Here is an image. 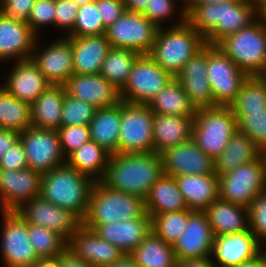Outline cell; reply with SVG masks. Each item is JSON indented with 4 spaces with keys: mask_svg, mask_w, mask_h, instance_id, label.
<instances>
[{
    "mask_svg": "<svg viewBox=\"0 0 266 267\" xmlns=\"http://www.w3.org/2000/svg\"><path fill=\"white\" fill-rule=\"evenodd\" d=\"M0 12L17 21L28 23L36 0H0Z\"/></svg>",
    "mask_w": 266,
    "mask_h": 267,
    "instance_id": "obj_50",
    "label": "cell"
},
{
    "mask_svg": "<svg viewBox=\"0 0 266 267\" xmlns=\"http://www.w3.org/2000/svg\"><path fill=\"white\" fill-rule=\"evenodd\" d=\"M78 6L94 2L96 0H73Z\"/></svg>",
    "mask_w": 266,
    "mask_h": 267,
    "instance_id": "obj_64",
    "label": "cell"
},
{
    "mask_svg": "<svg viewBox=\"0 0 266 267\" xmlns=\"http://www.w3.org/2000/svg\"><path fill=\"white\" fill-rule=\"evenodd\" d=\"M121 124V101L114 106L97 108L89 123L91 140L104 147L111 154L118 153Z\"/></svg>",
    "mask_w": 266,
    "mask_h": 267,
    "instance_id": "obj_33",
    "label": "cell"
},
{
    "mask_svg": "<svg viewBox=\"0 0 266 267\" xmlns=\"http://www.w3.org/2000/svg\"><path fill=\"white\" fill-rule=\"evenodd\" d=\"M109 267H141L130 254H124L119 260Z\"/></svg>",
    "mask_w": 266,
    "mask_h": 267,
    "instance_id": "obj_59",
    "label": "cell"
},
{
    "mask_svg": "<svg viewBox=\"0 0 266 267\" xmlns=\"http://www.w3.org/2000/svg\"><path fill=\"white\" fill-rule=\"evenodd\" d=\"M111 153L104 147L90 140L73 151L66 160V164L89 176L96 181H102L106 175ZM93 174L95 175L93 177Z\"/></svg>",
    "mask_w": 266,
    "mask_h": 267,
    "instance_id": "obj_34",
    "label": "cell"
},
{
    "mask_svg": "<svg viewBox=\"0 0 266 267\" xmlns=\"http://www.w3.org/2000/svg\"><path fill=\"white\" fill-rule=\"evenodd\" d=\"M266 189V166L261 156L252 162L218 176L219 199L249 207Z\"/></svg>",
    "mask_w": 266,
    "mask_h": 267,
    "instance_id": "obj_8",
    "label": "cell"
},
{
    "mask_svg": "<svg viewBox=\"0 0 266 267\" xmlns=\"http://www.w3.org/2000/svg\"><path fill=\"white\" fill-rule=\"evenodd\" d=\"M15 211L27 224L53 230L66 241L82 225V221L71 211L62 209L41 196L26 201Z\"/></svg>",
    "mask_w": 266,
    "mask_h": 267,
    "instance_id": "obj_15",
    "label": "cell"
},
{
    "mask_svg": "<svg viewBox=\"0 0 266 267\" xmlns=\"http://www.w3.org/2000/svg\"><path fill=\"white\" fill-rule=\"evenodd\" d=\"M57 133L65 159L73 151L81 147L84 143L91 140L88 125L60 126L57 129Z\"/></svg>",
    "mask_w": 266,
    "mask_h": 267,
    "instance_id": "obj_46",
    "label": "cell"
},
{
    "mask_svg": "<svg viewBox=\"0 0 266 267\" xmlns=\"http://www.w3.org/2000/svg\"><path fill=\"white\" fill-rule=\"evenodd\" d=\"M232 113H256L266 111V87L257 76H250L242 84L240 92L230 104Z\"/></svg>",
    "mask_w": 266,
    "mask_h": 267,
    "instance_id": "obj_40",
    "label": "cell"
},
{
    "mask_svg": "<svg viewBox=\"0 0 266 267\" xmlns=\"http://www.w3.org/2000/svg\"><path fill=\"white\" fill-rule=\"evenodd\" d=\"M260 155V148L247 135L237 131L214 160L215 172L217 176L226 174L242 164L257 160Z\"/></svg>",
    "mask_w": 266,
    "mask_h": 267,
    "instance_id": "obj_35",
    "label": "cell"
},
{
    "mask_svg": "<svg viewBox=\"0 0 266 267\" xmlns=\"http://www.w3.org/2000/svg\"><path fill=\"white\" fill-rule=\"evenodd\" d=\"M238 121V131L247 135L260 150L266 146V111L233 113Z\"/></svg>",
    "mask_w": 266,
    "mask_h": 267,
    "instance_id": "obj_45",
    "label": "cell"
},
{
    "mask_svg": "<svg viewBox=\"0 0 266 267\" xmlns=\"http://www.w3.org/2000/svg\"><path fill=\"white\" fill-rule=\"evenodd\" d=\"M206 72L216 106H230L249 77L218 46L208 44Z\"/></svg>",
    "mask_w": 266,
    "mask_h": 267,
    "instance_id": "obj_11",
    "label": "cell"
},
{
    "mask_svg": "<svg viewBox=\"0 0 266 267\" xmlns=\"http://www.w3.org/2000/svg\"><path fill=\"white\" fill-rule=\"evenodd\" d=\"M30 104L20 101L17 97L0 87V128L18 133L23 132L31 124Z\"/></svg>",
    "mask_w": 266,
    "mask_h": 267,
    "instance_id": "obj_38",
    "label": "cell"
},
{
    "mask_svg": "<svg viewBox=\"0 0 266 267\" xmlns=\"http://www.w3.org/2000/svg\"><path fill=\"white\" fill-rule=\"evenodd\" d=\"M146 214L142 197L114 190L103 181H96L82 225L94 231L99 225L140 218Z\"/></svg>",
    "mask_w": 266,
    "mask_h": 267,
    "instance_id": "obj_5",
    "label": "cell"
},
{
    "mask_svg": "<svg viewBox=\"0 0 266 267\" xmlns=\"http://www.w3.org/2000/svg\"><path fill=\"white\" fill-rule=\"evenodd\" d=\"M164 174L160 154H111L102 180L108 187L146 198L151 186Z\"/></svg>",
    "mask_w": 266,
    "mask_h": 267,
    "instance_id": "obj_2",
    "label": "cell"
},
{
    "mask_svg": "<svg viewBox=\"0 0 266 267\" xmlns=\"http://www.w3.org/2000/svg\"><path fill=\"white\" fill-rule=\"evenodd\" d=\"M106 28L95 1L79 6L73 29L69 36H92L105 34Z\"/></svg>",
    "mask_w": 266,
    "mask_h": 267,
    "instance_id": "obj_44",
    "label": "cell"
},
{
    "mask_svg": "<svg viewBox=\"0 0 266 267\" xmlns=\"http://www.w3.org/2000/svg\"><path fill=\"white\" fill-rule=\"evenodd\" d=\"M146 212L152 217L167 212L187 210L186 200L175 177L163 174L145 198Z\"/></svg>",
    "mask_w": 266,
    "mask_h": 267,
    "instance_id": "obj_31",
    "label": "cell"
},
{
    "mask_svg": "<svg viewBox=\"0 0 266 267\" xmlns=\"http://www.w3.org/2000/svg\"><path fill=\"white\" fill-rule=\"evenodd\" d=\"M176 267H216L210 258L177 260Z\"/></svg>",
    "mask_w": 266,
    "mask_h": 267,
    "instance_id": "obj_56",
    "label": "cell"
},
{
    "mask_svg": "<svg viewBox=\"0 0 266 267\" xmlns=\"http://www.w3.org/2000/svg\"><path fill=\"white\" fill-rule=\"evenodd\" d=\"M188 217V209L154 215L151 217L152 232L166 244L174 246L186 227Z\"/></svg>",
    "mask_w": 266,
    "mask_h": 267,
    "instance_id": "obj_42",
    "label": "cell"
},
{
    "mask_svg": "<svg viewBox=\"0 0 266 267\" xmlns=\"http://www.w3.org/2000/svg\"><path fill=\"white\" fill-rule=\"evenodd\" d=\"M148 106L155 114L183 117H195L197 110L176 78L169 81Z\"/></svg>",
    "mask_w": 266,
    "mask_h": 267,
    "instance_id": "obj_36",
    "label": "cell"
},
{
    "mask_svg": "<svg viewBox=\"0 0 266 267\" xmlns=\"http://www.w3.org/2000/svg\"><path fill=\"white\" fill-rule=\"evenodd\" d=\"M232 0H185L184 2L186 5H184V9H186L188 6H196V5H203V4H217V3H224Z\"/></svg>",
    "mask_w": 266,
    "mask_h": 267,
    "instance_id": "obj_61",
    "label": "cell"
},
{
    "mask_svg": "<svg viewBox=\"0 0 266 267\" xmlns=\"http://www.w3.org/2000/svg\"><path fill=\"white\" fill-rule=\"evenodd\" d=\"M67 250L92 267H109L125 254L83 225L67 241Z\"/></svg>",
    "mask_w": 266,
    "mask_h": 267,
    "instance_id": "obj_19",
    "label": "cell"
},
{
    "mask_svg": "<svg viewBox=\"0 0 266 267\" xmlns=\"http://www.w3.org/2000/svg\"><path fill=\"white\" fill-rule=\"evenodd\" d=\"M160 156L167 176L216 174L214 159L207 156L192 138L165 149Z\"/></svg>",
    "mask_w": 266,
    "mask_h": 267,
    "instance_id": "obj_16",
    "label": "cell"
},
{
    "mask_svg": "<svg viewBox=\"0 0 266 267\" xmlns=\"http://www.w3.org/2000/svg\"><path fill=\"white\" fill-rule=\"evenodd\" d=\"M95 3L105 28L118 20L125 11L123 0H96Z\"/></svg>",
    "mask_w": 266,
    "mask_h": 267,
    "instance_id": "obj_53",
    "label": "cell"
},
{
    "mask_svg": "<svg viewBox=\"0 0 266 267\" xmlns=\"http://www.w3.org/2000/svg\"><path fill=\"white\" fill-rule=\"evenodd\" d=\"M249 209V229L261 241H266V189L260 192Z\"/></svg>",
    "mask_w": 266,
    "mask_h": 267,
    "instance_id": "obj_47",
    "label": "cell"
},
{
    "mask_svg": "<svg viewBox=\"0 0 266 267\" xmlns=\"http://www.w3.org/2000/svg\"><path fill=\"white\" fill-rule=\"evenodd\" d=\"M64 85L50 86L30 105L32 127L57 130L65 97Z\"/></svg>",
    "mask_w": 266,
    "mask_h": 267,
    "instance_id": "obj_32",
    "label": "cell"
},
{
    "mask_svg": "<svg viewBox=\"0 0 266 267\" xmlns=\"http://www.w3.org/2000/svg\"><path fill=\"white\" fill-rule=\"evenodd\" d=\"M258 79L265 85L266 87V66L262 69V71L257 75Z\"/></svg>",
    "mask_w": 266,
    "mask_h": 267,
    "instance_id": "obj_63",
    "label": "cell"
},
{
    "mask_svg": "<svg viewBox=\"0 0 266 267\" xmlns=\"http://www.w3.org/2000/svg\"><path fill=\"white\" fill-rule=\"evenodd\" d=\"M3 88L20 101L32 104L49 86L37 65L30 59L16 61Z\"/></svg>",
    "mask_w": 266,
    "mask_h": 267,
    "instance_id": "obj_26",
    "label": "cell"
},
{
    "mask_svg": "<svg viewBox=\"0 0 266 267\" xmlns=\"http://www.w3.org/2000/svg\"><path fill=\"white\" fill-rule=\"evenodd\" d=\"M55 9V0H36L28 19V25L36 36H38L37 29L41 26L55 25Z\"/></svg>",
    "mask_w": 266,
    "mask_h": 267,
    "instance_id": "obj_48",
    "label": "cell"
},
{
    "mask_svg": "<svg viewBox=\"0 0 266 267\" xmlns=\"http://www.w3.org/2000/svg\"><path fill=\"white\" fill-rule=\"evenodd\" d=\"M64 87L69 95L96 108L111 107L121 101L119 90L100 74H73Z\"/></svg>",
    "mask_w": 266,
    "mask_h": 267,
    "instance_id": "obj_23",
    "label": "cell"
},
{
    "mask_svg": "<svg viewBox=\"0 0 266 267\" xmlns=\"http://www.w3.org/2000/svg\"><path fill=\"white\" fill-rule=\"evenodd\" d=\"M27 167L25 150L20 140L0 157V169L22 170Z\"/></svg>",
    "mask_w": 266,
    "mask_h": 267,
    "instance_id": "obj_52",
    "label": "cell"
},
{
    "mask_svg": "<svg viewBox=\"0 0 266 267\" xmlns=\"http://www.w3.org/2000/svg\"><path fill=\"white\" fill-rule=\"evenodd\" d=\"M205 213L215 236L240 233L249 229L248 207L218 198L205 210Z\"/></svg>",
    "mask_w": 266,
    "mask_h": 267,
    "instance_id": "obj_30",
    "label": "cell"
},
{
    "mask_svg": "<svg viewBox=\"0 0 266 267\" xmlns=\"http://www.w3.org/2000/svg\"><path fill=\"white\" fill-rule=\"evenodd\" d=\"M180 21L170 29H158L148 54L163 70L175 78L185 64L205 45L204 37L186 22L182 8Z\"/></svg>",
    "mask_w": 266,
    "mask_h": 267,
    "instance_id": "obj_3",
    "label": "cell"
},
{
    "mask_svg": "<svg viewBox=\"0 0 266 267\" xmlns=\"http://www.w3.org/2000/svg\"><path fill=\"white\" fill-rule=\"evenodd\" d=\"M188 210L205 211L219 198L218 176L212 175H182L175 177Z\"/></svg>",
    "mask_w": 266,
    "mask_h": 267,
    "instance_id": "obj_29",
    "label": "cell"
},
{
    "mask_svg": "<svg viewBox=\"0 0 266 267\" xmlns=\"http://www.w3.org/2000/svg\"><path fill=\"white\" fill-rule=\"evenodd\" d=\"M214 239L205 211L189 210L186 227L173 246L176 259L210 258Z\"/></svg>",
    "mask_w": 266,
    "mask_h": 267,
    "instance_id": "obj_18",
    "label": "cell"
},
{
    "mask_svg": "<svg viewBox=\"0 0 266 267\" xmlns=\"http://www.w3.org/2000/svg\"><path fill=\"white\" fill-rule=\"evenodd\" d=\"M257 237L248 229L233 234L215 236L212 254L217 259L216 267H233L256 258L262 253ZM261 249V250H260Z\"/></svg>",
    "mask_w": 266,
    "mask_h": 267,
    "instance_id": "obj_20",
    "label": "cell"
},
{
    "mask_svg": "<svg viewBox=\"0 0 266 267\" xmlns=\"http://www.w3.org/2000/svg\"><path fill=\"white\" fill-rule=\"evenodd\" d=\"M30 267H58V257L56 258H42L38 259L32 266Z\"/></svg>",
    "mask_w": 266,
    "mask_h": 267,
    "instance_id": "obj_60",
    "label": "cell"
},
{
    "mask_svg": "<svg viewBox=\"0 0 266 267\" xmlns=\"http://www.w3.org/2000/svg\"><path fill=\"white\" fill-rule=\"evenodd\" d=\"M194 117L155 114L153 117L154 152L184 143L192 138Z\"/></svg>",
    "mask_w": 266,
    "mask_h": 267,
    "instance_id": "obj_28",
    "label": "cell"
},
{
    "mask_svg": "<svg viewBox=\"0 0 266 267\" xmlns=\"http://www.w3.org/2000/svg\"><path fill=\"white\" fill-rule=\"evenodd\" d=\"M95 181L67 164L43 173L40 196L84 219Z\"/></svg>",
    "mask_w": 266,
    "mask_h": 267,
    "instance_id": "obj_4",
    "label": "cell"
},
{
    "mask_svg": "<svg viewBox=\"0 0 266 267\" xmlns=\"http://www.w3.org/2000/svg\"><path fill=\"white\" fill-rule=\"evenodd\" d=\"M233 267H266V252L261 253L256 258Z\"/></svg>",
    "mask_w": 266,
    "mask_h": 267,
    "instance_id": "obj_58",
    "label": "cell"
},
{
    "mask_svg": "<svg viewBox=\"0 0 266 267\" xmlns=\"http://www.w3.org/2000/svg\"><path fill=\"white\" fill-rule=\"evenodd\" d=\"M130 255L141 267H176L177 263L173 246L152 231Z\"/></svg>",
    "mask_w": 266,
    "mask_h": 267,
    "instance_id": "obj_37",
    "label": "cell"
},
{
    "mask_svg": "<svg viewBox=\"0 0 266 267\" xmlns=\"http://www.w3.org/2000/svg\"><path fill=\"white\" fill-rule=\"evenodd\" d=\"M94 231L125 254H131L152 231L151 216L147 213L144 217L99 225Z\"/></svg>",
    "mask_w": 266,
    "mask_h": 267,
    "instance_id": "obj_24",
    "label": "cell"
},
{
    "mask_svg": "<svg viewBox=\"0 0 266 267\" xmlns=\"http://www.w3.org/2000/svg\"><path fill=\"white\" fill-rule=\"evenodd\" d=\"M153 117L148 105L121 100L118 153L154 152Z\"/></svg>",
    "mask_w": 266,
    "mask_h": 267,
    "instance_id": "obj_9",
    "label": "cell"
},
{
    "mask_svg": "<svg viewBox=\"0 0 266 267\" xmlns=\"http://www.w3.org/2000/svg\"><path fill=\"white\" fill-rule=\"evenodd\" d=\"M38 37L31 31L28 23L4 16L0 12V60L30 59Z\"/></svg>",
    "mask_w": 266,
    "mask_h": 267,
    "instance_id": "obj_25",
    "label": "cell"
},
{
    "mask_svg": "<svg viewBox=\"0 0 266 267\" xmlns=\"http://www.w3.org/2000/svg\"><path fill=\"white\" fill-rule=\"evenodd\" d=\"M96 110L97 108L94 105L66 92L61 111V126L89 125Z\"/></svg>",
    "mask_w": 266,
    "mask_h": 267,
    "instance_id": "obj_43",
    "label": "cell"
},
{
    "mask_svg": "<svg viewBox=\"0 0 266 267\" xmlns=\"http://www.w3.org/2000/svg\"><path fill=\"white\" fill-rule=\"evenodd\" d=\"M28 235L39 259L56 258L67 250V241L43 226L28 224Z\"/></svg>",
    "mask_w": 266,
    "mask_h": 267,
    "instance_id": "obj_41",
    "label": "cell"
},
{
    "mask_svg": "<svg viewBox=\"0 0 266 267\" xmlns=\"http://www.w3.org/2000/svg\"><path fill=\"white\" fill-rule=\"evenodd\" d=\"M158 29L141 12L125 10L118 20L106 28L105 35L112 48L149 54Z\"/></svg>",
    "mask_w": 266,
    "mask_h": 267,
    "instance_id": "obj_12",
    "label": "cell"
},
{
    "mask_svg": "<svg viewBox=\"0 0 266 267\" xmlns=\"http://www.w3.org/2000/svg\"><path fill=\"white\" fill-rule=\"evenodd\" d=\"M19 140L30 169L43 174L66 164L57 130L31 126L20 133Z\"/></svg>",
    "mask_w": 266,
    "mask_h": 267,
    "instance_id": "obj_13",
    "label": "cell"
},
{
    "mask_svg": "<svg viewBox=\"0 0 266 267\" xmlns=\"http://www.w3.org/2000/svg\"><path fill=\"white\" fill-rule=\"evenodd\" d=\"M2 258L6 267H30L39 257L28 235V224L16 211H2Z\"/></svg>",
    "mask_w": 266,
    "mask_h": 267,
    "instance_id": "obj_14",
    "label": "cell"
},
{
    "mask_svg": "<svg viewBox=\"0 0 266 267\" xmlns=\"http://www.w3.org/2000/svg\"><path fill=\"white\" fill-rule=\"evenodd\" d=\"M36 45L37 40L33 47L31 60L50 84L64 85L74 74L71 40L68 37L58 39L38 55L34 54Z\"/></svg>",
    "mask_w": 266,
    "mask_h": 267,
    "instance_id": "obj_21",
    "label": "cell"
},
{
    "mask_svg": "<svg viewBox=\"0 0 266 267\" xmlns=\"http://www.w3.org/2000/svg\"><path fill=\"white\" fill-rule=\"evenodd\" d=\"M185 12L186 22L208 45H216L227 35L251 26L261 16L245 0L188 6Z\"/></svg>",
    "mask_w": 266,
    "mask_h": 267,
    "instance_id": "obj_1",
    "label": "cell"
},
{
    "mask_svg": "<svg viewBox=\"0 0 266 267\" xmlns=\"http://www.w3.org/2000/svg\"><path fill=\"white\" fill-rule=\"evenodd\" d=\"M173 0H149L145 9L141 12L148 20L161 28V22L174 13Z\"/></svg>",
    "mask_w": 266,
    "mask_h": 267,
    "instance_id": "obj_49",
    "label": "cell"
},
{
    "mask_svg": "<svg viewBox=\"0 0 266 267\" xmlns=\"http://www.w3.org/2000/svg\"><path fill=\"white\" fill-rule=\"evenodd\" d=\"M58 267H92L87 262H84L74 257L68 250L58 256Z\"/></svg>",
    "mask_w": 266,
    "mask_h": 267,
    "instance_id": "obj_55",
    "label": "cell"
},
{
    "mask_svg": "<svg viewBox=\"0 0 266 267\" xmlns=\"http://www.w3.org/2000/svg\"><path fill=\"white\" fill-rule=\"evenodd\" d=\"M66 37L71 40L74 74H100L102 63L112 48L106 35Z\"/></svg>",
    "mask_w": 266,
    "mask_h": 267,
    "instance_id": "obj_27",
    "label": "cell"
},
{
    "mask_svg": "<svg viewBox=\"0 0 266 267\" xmlns=\"http://www.w3.org/2000/svg\"><path fill=\"white\" fill-rule=\"evenodd\" d=\"M140 55L129 49L111 48L102 63L100 75L120 90Z\"/></svg>",
    "mask_w": 266,
    "mask_h": 267,
    "instance_id": "obj_39",
    "label": "cell"
},
{
    "mask_svg": "<svg viewBox=\"0 0 266 267\" xmlns=\"http://www.w3.org/2000/svg\"><path fill=\"white\" fill-rule=\"evenodd\" d=\"M125 10L142 12L149 0H123Z\"/></svg>",
    "mask_w": 266,
    "mask_h": 267,
    "instance_id": "obj_57",
    "label": "cell"
},
{
    "mask_svg": "<svg viewBox=\"0 0 266 267\" xmlns=\"http://www.w3.org/2000/svg\"><path fill=\"white\" fill-rule=\"evenodd\" d=\"M261 158L263 159V162H264V165L266 166V146H264L262 149H261Z\"/></svg>",
    "mask_w": 266,
    "mask_h": 267,
    "instance_id": "obj_65",
    "label": "cell"
},
{
    "mask_svg": "<svg viewBox=\"0 0 266 267\" xmlns=\"http://www.w3.org/2000/svg\"><path fill=\"white\" fill-rule=\"evenodd\" d=\"M250 6L255 8L261 15L266 12V0H245Z\"/></svg>",
    "mask_w": 266,
    "mask_h": 267,
    "instance_id": "obj_62",
    "label": "cell"
},
{
    "mask_svg": "<svg viewBox=\"0 0 266 267\" xmlns=\"http://www.w3.org/2000/svg\"><path fill=\"white\" fill-rule=\"evenodd\" d=\"M216 46L249 77L257 76L266 66L265 19L260 16L251 26L227 35Z\"/></svg>",
    "mask_w": 266,
    "mask_h": 267,
    "instance_id": "obj_6",
    "label": "cell"
},
{
    "mask_svg": "<svg viewBox=\"0 0 266 267\" xmlns=\"http://www.w3.org/2000/svg\"><path fill=\"white\" fill-rule=\"evenodd\" d=\"M20 133L0 128V157L19 141Z\"/></svg>",
    "mask_w": 266,
    "mask_h": 267,
    "instance_id": "obj_54",
    "label": "cell"
},
{
    "mask_svg": "<svg viewBox=\"0 0 266 267\" xmlns=\"http://www.w3.org/2000/svg\"><path fill=\"white\" fill-rule=\"evenodd\" d=\"M206 70L207 44L185 64L175 77L196 109L216 106Z\"/></svg>",
    "mask_w": 266,
    "mask_h": 267,
    "instance_id": "obj_22",
    "label": "cell"
},
{
    "mask_svg": "<svg viewBox=\"0 0 266 267\" xmlns=\"http://www.w3.org/2000/svg\"><path fill=\"white\" fill-rule=\"evenodd\" d=\"M42 173L29 167L22 170L0 169L2 211H15L24 202L39 197Z\"/></svg>",
    "mask_w": 266,
    "mask_h": 267,
    "instance_id": "obj_17",
    "label": "cell"
},
{
    "mask_svg": "<svg viewBox=\"0 0 266 267\" xmlns=\"http://www.w3.org/2000/svg\"><path fill=\"white\" fill-rule=\"evenodd\" d=\"M266 21V12L261 15Z\"/></svg>",
    "mask_w": 266,
    "mask_h": 267,
    "instance_id": "obj_66",
    "label": "cell"
},
{
    "mask_svg": "<svg viewBox=\"0 0 266 267\" xmlns=\"http://www.w3.org/2000/svg\"><path fill=\"white\" fill-rule=\"evenodd\" d=\"M55 25L71 31L74 27L79 6L73 0H55Z\"/></svg>",
    "mask_w": 266,
    "mask_h": 267,
    "instance_id": "obj_51",
    "label": "cell"
},
{
    "mask_svg": "<svg viewBox=\"0 0 266 267\" xmlns=\"http://www.w3.org/2000/svg\"><path fill=\"white\" fill-rule=\"evenodd\" d=\"M172 79L173 77L148 54H141L136 59L125 85L119 90L120 99L148 105Z\"/></svg>",
    "mask_w": 266,
    "mask_h": 267,
    "instance_id": "obj_10",
    "label": "cell"
},
{
    "mask_svg": "<svg viewBox=\"0 0 266 267\" xmlns=\"http://www.w3.org/2000/svg\"><path fill=\"white\" fill-rule=\"evenodd\" d=\"M238 131V121L229 106L202 107L196 110L192 139L214 160Z\"/></svg>",
    "mask_w": 266,
    "mask_h": 267,
    "instance_id": "obj_7",
    "label": "cell"
}]
</instances>
